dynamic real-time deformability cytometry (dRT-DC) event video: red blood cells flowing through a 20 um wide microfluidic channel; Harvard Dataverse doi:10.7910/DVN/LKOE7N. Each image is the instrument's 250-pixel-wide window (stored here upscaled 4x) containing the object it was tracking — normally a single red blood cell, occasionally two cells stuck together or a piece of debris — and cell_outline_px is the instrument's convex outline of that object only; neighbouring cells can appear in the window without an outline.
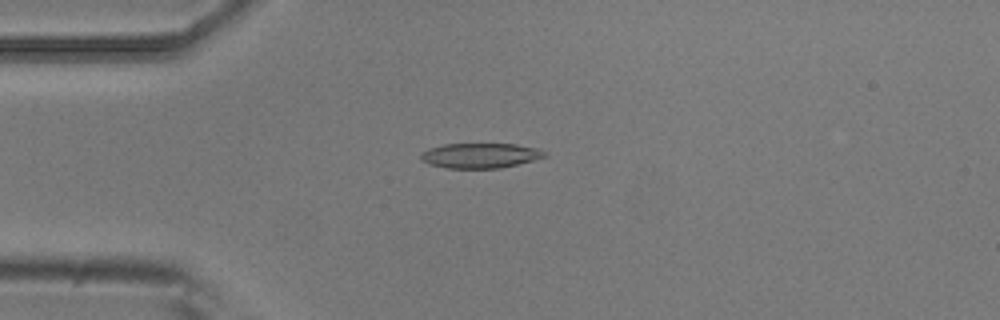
{"species": "common noctule bat (a hibernating species)", "species_latin": "Nyctalus noctula", "temperature_condition": "room temperature", "stored_images_in_passage": 7, "camera_frame_rate_fps": 3000, "um_per_image_px": 0.085, "animal": {"sex": "male", "body_mass_g": 20.5, "forearm_length_mm": 52.5}, "frame": {"image": 1, "passage_image": 4, "time_ms": 1.0, "image_size_px": [1000, 320], "cell_outline_px": [[548, 156], [500, 168], [448, 168], [428, 164], [420, 160], [420, 152], [428, 148], [444, 144], [516, 144], [540, 148], [548, 152]], "centroid_in_image_um": [40.82, 13.21], "position_along_channel_um": 44.2, "area_um2": 18.21}}
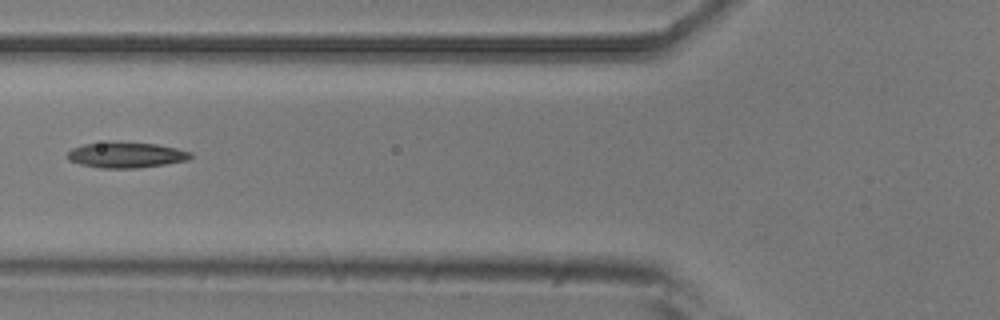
{"frame": {"image": 2, "passage_image": 6, "time_ms": 1.667, "image_size_px": [1000, 320], "cell_outline_px": [[192, 156], [188, 160], [164, 164], [136, 168], [100, 168], [80, 164], [68, 160], [68, 152], [72, 148], [84, 144], [108, 140], [156, 144], [176, 148], [192, 152]], "centroid_in_image_um": [10.69, 13.15], "position_along_channel_um": 115.1, "area_um2": 18.67}}
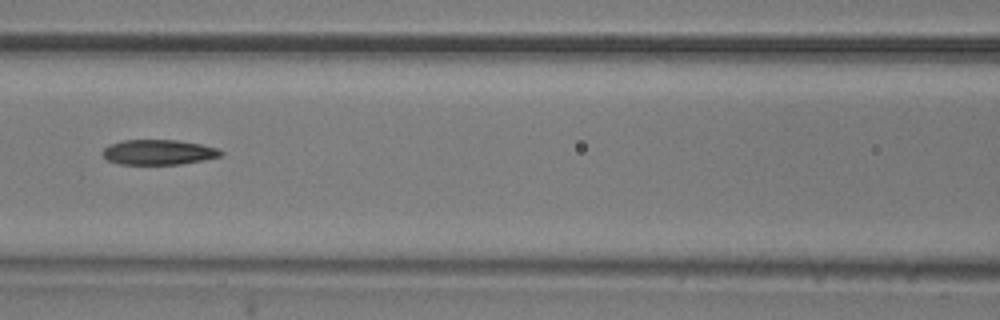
{"frame": {"image": 3, "passage_image": 7, "time_ms": 2.0, "image_size_px": [1000, 320], "cell_outline_px": [[224, 152], [220, 156], [204, 160], [180, 164], [120, 164], [108, 160], [104, 156], [104, 148], [108, 144], [124, 140], [176, 140], [200, 144], [220, 148]], "centroid_in_image_um": [13.5, 12.93], "position_along_channel_um": 153.1, "area_um2": 17.22}}